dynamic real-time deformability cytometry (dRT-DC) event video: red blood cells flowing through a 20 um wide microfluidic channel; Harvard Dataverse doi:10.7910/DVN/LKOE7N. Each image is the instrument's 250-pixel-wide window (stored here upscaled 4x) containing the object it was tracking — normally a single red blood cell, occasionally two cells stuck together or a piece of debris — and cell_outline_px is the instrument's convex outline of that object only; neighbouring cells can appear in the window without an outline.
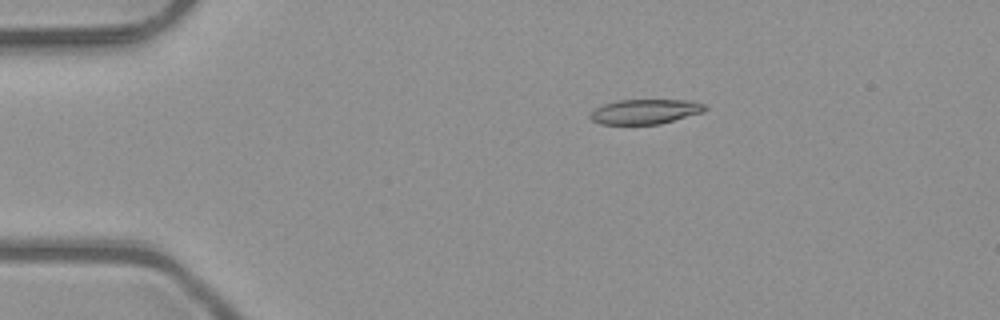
{"species": "common noctule bat (a hibernating species)", "species_latin": "Nyctalus noctula", "temperature_condition": "room temperature", "stored_images_in_passage": 5, "camera_frame_rate_fps": 3000, "um_per_image_px": 0.085, "animal": {"sex": "male", "body_mass_g": 23.1, "forearm_length_mm": 52.7}, "frame": {"image": 1, "passage_image": 3, "time_ms": 0.667, "image_size_px": [1000, 320], "cell_outline_px": [[708, 108], [704, 112], [660, 124], [600, 124], [592, 120], [588, 116], [596, 108], [604, 104], [616, 100], [692, 100], [704, 104]], "centroid_in_image_um": [54.86, 9.48], "position_along_channel_um": 30.1, "area_um2": 16.65}}